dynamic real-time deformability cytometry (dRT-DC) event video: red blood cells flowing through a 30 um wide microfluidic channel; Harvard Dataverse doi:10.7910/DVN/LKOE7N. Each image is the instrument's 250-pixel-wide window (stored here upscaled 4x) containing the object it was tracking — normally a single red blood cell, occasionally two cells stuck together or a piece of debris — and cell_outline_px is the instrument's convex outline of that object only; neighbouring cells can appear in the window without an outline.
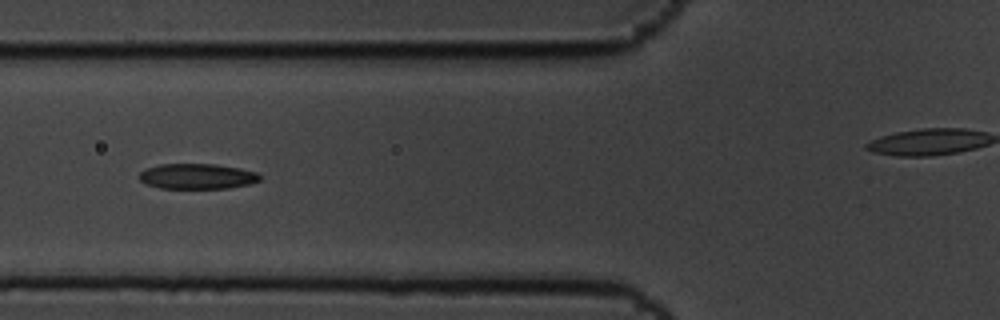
{"species": "common noctule bat (a hibernating species)", "species_latin": "Nyctalus noctula", "temperature_condition": "cold", "stored_images_in_passage": 9, "segment_of_instrument_passage": [1, 2], "camera_frame_rate_fps": 3000, "um_per_image_px": 0.085, "animal": {"sex": "male", "body_mass_g": 19.5, "forearm_length_mm": 54.6}, "frame": {"image": 1, "passage_image": 7, "time_ms": 2.0, "image_size_px": [1000, 320], "cell_outline_px": [[260, 180], [248, 184], [228, 188], [160, 188], [148, 184], [140, 180], [140, 172], [144, 168], [160, 164], [216, 164], [240, 168], [256, 172], [260, 176]], "centroid_in_image_um": [16.75, 14.98], "position_along_channel_um": 109.1, "area_um2": 17.74}}
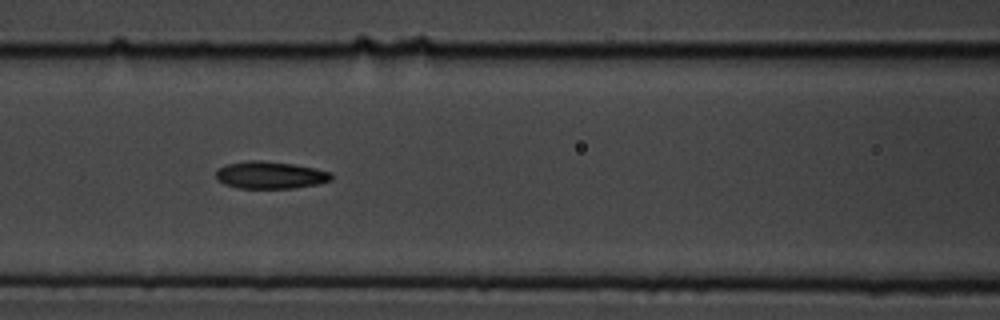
{"frame": {"image": 2, "passage_image": 8, "time_ms": 2.333, "image_size_px": [1000, 320], "cell_outline_px": [[332, 180], [316, 184], [292, 188], [240, 188], [224, 184], [216, 180], [216, 172], [220, 168], [228, 164], [248, 160], [260, 160], [292, 164], [316, 168], [332, 172]], "centroid_in_image_um": [22.98, 14.88], "position_along_channel_um": 143.6, "area_um2": 18.26}}